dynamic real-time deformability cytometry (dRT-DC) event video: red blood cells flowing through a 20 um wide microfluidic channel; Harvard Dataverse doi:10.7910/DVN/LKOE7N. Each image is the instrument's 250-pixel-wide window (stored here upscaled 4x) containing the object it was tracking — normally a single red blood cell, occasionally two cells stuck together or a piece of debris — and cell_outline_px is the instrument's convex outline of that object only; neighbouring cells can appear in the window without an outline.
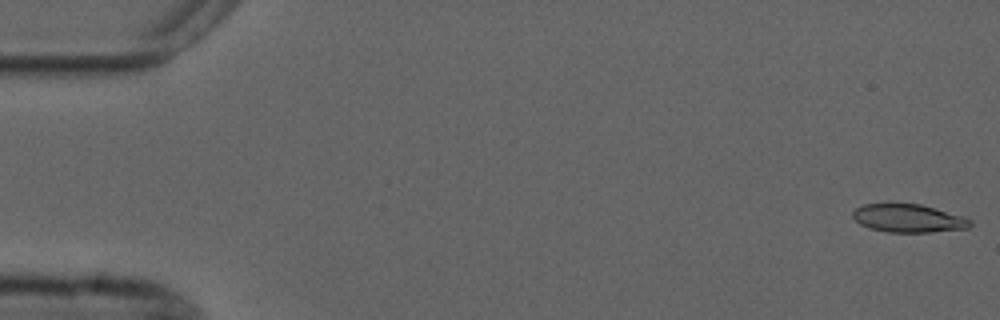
{"species": "common noctule bat (a hibernating species)", "species_latin": "Nyctalus noctula", "temperature_condition": "cold", "stored_images_in_passage": 6, "camera_frame_rate_fps": 3000, "um_per_image_px": 0.085, "animal": {"sex": "male", "forearm_length_mm": 52.5}, "frame": {"image": 1, "passage_image": 1, "time_ms": 0.0, "image_size_px": [1000, 320], "cell_outline_px": [[972, 224], [968, 228], [932, 232], [888, 232], [868, 228], [860, 224], [852, 216], [852, 212], [856, 208], [864, 204], [920, 204], [960, 216], [972, 220]], "centroid_in_image_um": [77.18, 18.56], "position_along_channel_um": 7.8, "area_um2": 19.02}}
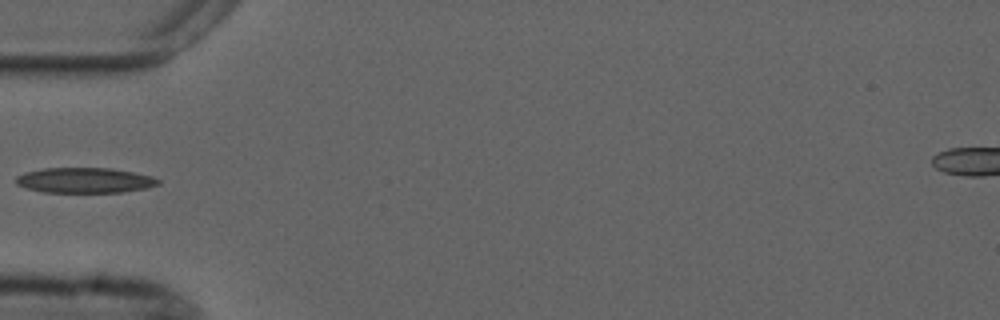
{"frame": {"image": 2, "passage_image": 5, "time_ms": 5.667, "image_size_px": [1000, 320], "cell_outline_px": [[160, 184], [144, 188], [120, 192], [44, 192], [24, 188], [16, 184], [16, 176], [24, 172], [44, 168], [112, 168], [152, 176], [160, 180]], "centroid_in_image_um": [7.16, 15.32], "position_along_channel_um": 77.8, "area_um2": 20.92}}
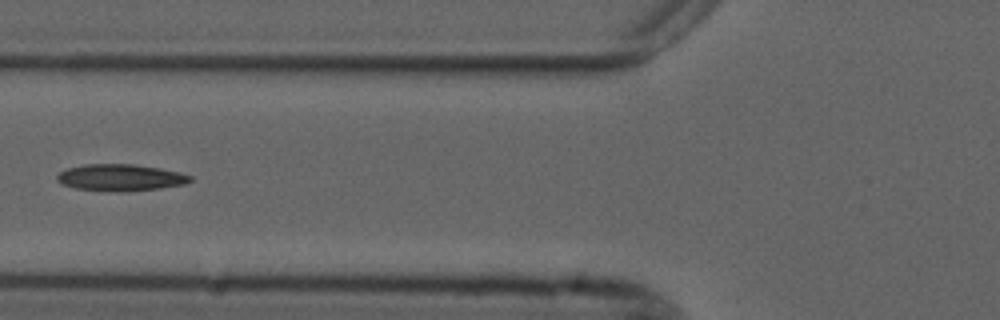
{"frame": {"image": 3, "passage_image": 6, "time_ms": 6.667, "image_size_px": [1000, 320], "cell_outline_px": [[192, 180], [184, 184], [160, 188], [116, 192], [76, 188], [60, 184], [56, 180], [56, 176], [60, 172], [68, 168], [84, 164], [132, 164], [160, 168], [180, 172], [192, 176]], "centroid_in_image_um": [10.22, 15.09], "position_along_channel_um": 115.6, "area_um2": 20.69}}